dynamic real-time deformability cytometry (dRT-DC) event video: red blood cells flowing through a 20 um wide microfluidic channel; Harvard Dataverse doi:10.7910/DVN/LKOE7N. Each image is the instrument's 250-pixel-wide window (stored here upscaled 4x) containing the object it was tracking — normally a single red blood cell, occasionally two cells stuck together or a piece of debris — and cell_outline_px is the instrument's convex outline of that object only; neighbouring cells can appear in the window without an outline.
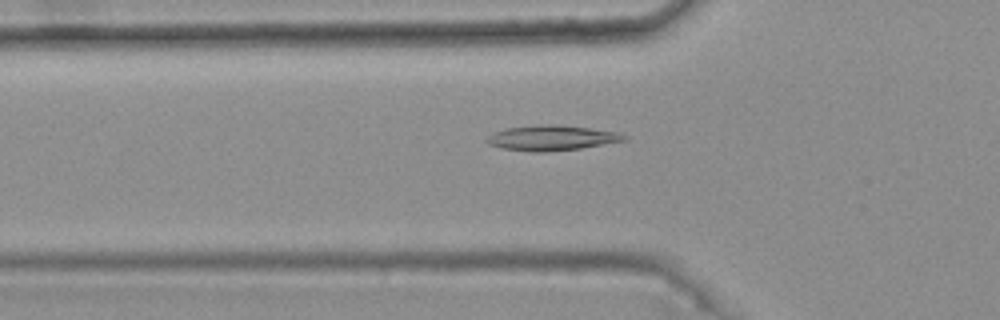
{"species": "common noctule bat (a hibernating species)", "species_latin": "Nyctalus noctula", "temperature_condition": "warm", "stored_images_in_passage": 33, "camera_frame_rate_fps": 3000, "um_per_image_px": 0.085, "animal": {"sex": "female", "body_mass_g": 25.1}, "frame": {"image": 1, "passage_image": 2, "time_ms": 0.333, "image_size_px": [1000, 320], "cell_outline_px": [[628, 140], [580, 148], [544, 152], [532, 152], [500, 148], [488, 144], [484, 140], [488, 136], [496, 132], [508, 128], [540, 124], [556, 124], [620, 132], [628, 136]], "centroid_in_image_um": [46.91, 11.72], "position_along_channel_um": 78.9, "area_um2": 20.17}}
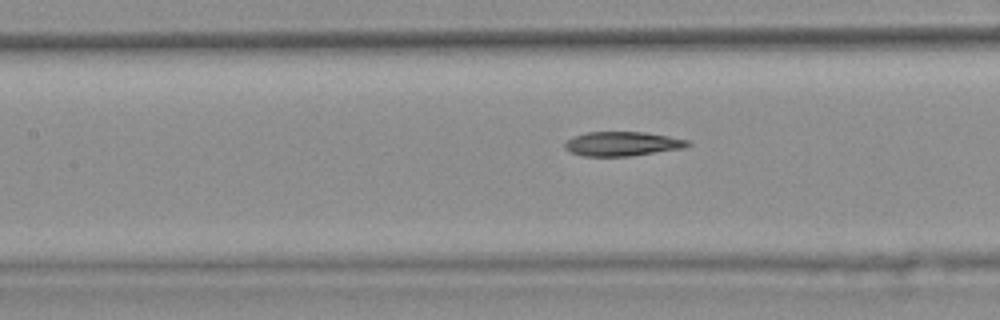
{"frame": {"image": 2, "passage_image": 8, "time_ms": 2.333, "image_size_px": [1000, 320], "cell_outline_px": [[692, 144], [684, 148], [628, 156], [584, 156], [572, 152], [564, 148], [564, 144], [572, 136], [584, 132], [644, 132], [668, 136], [688, 140]], "centroid_in_image_um": [52.88, 12.21], "position_along_channel_um": 154.5, "area_um2": 17.34}}
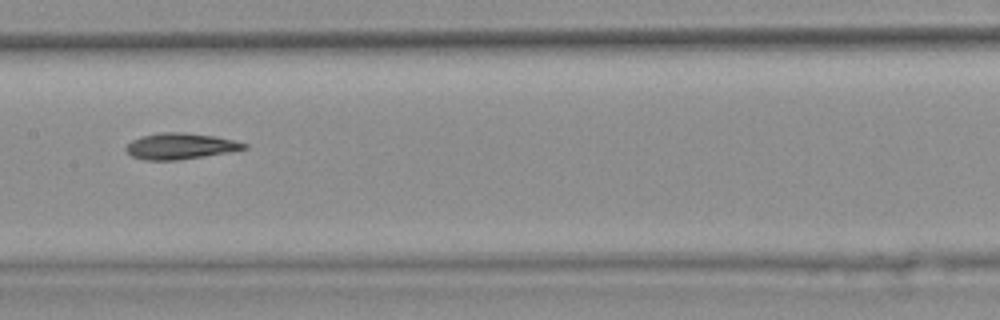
{"frame": {"image": 3, "passage_image": 11, "time_ms": 3.333, "image_size_px": [1000, 320], "cell_outline_px": [[248, 148], [228, 152], [204, 156], [176, 160], [144, 160], [132, 156], [124, 148], [132, 140], [140, 136], [160, 132], [184, 132], [216, 136], [236, 140], [248, 144]], "centroid_in_image_um": [15.34, 12.41], "position_along_channel_um": 192.1, "area_um2": 18.03}, "authors_computed_cell_mechanics": {"area_um2": 17.629, "velocity_mm_per_s": 3.7627, "shape_relaxation_time_tau1_ms": null, "shape_relaxation_time_tau2_ms": 10.5756, "deformation_change_tau1": null, "deformation_change_tau2": 0.1836}}